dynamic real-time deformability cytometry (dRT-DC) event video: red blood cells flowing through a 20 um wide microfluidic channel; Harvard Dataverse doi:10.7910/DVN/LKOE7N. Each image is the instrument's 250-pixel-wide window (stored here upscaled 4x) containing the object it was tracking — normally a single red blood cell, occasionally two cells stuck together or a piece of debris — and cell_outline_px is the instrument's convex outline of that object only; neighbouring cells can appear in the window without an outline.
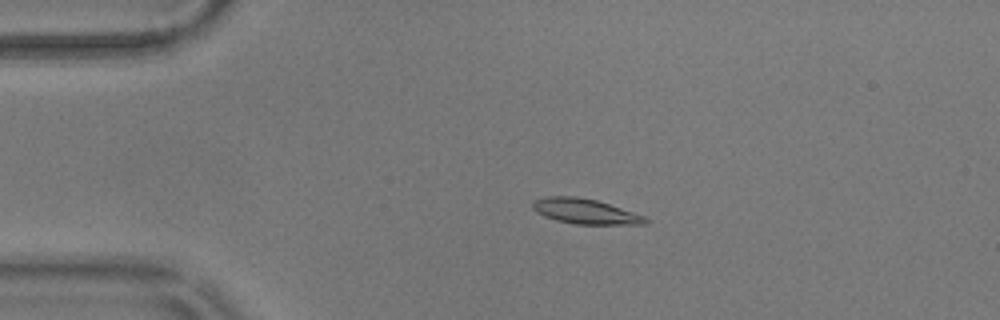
{"species": "common noctule bat (a hibernating species)", "species_latin": "Nyctalus noctula", "temperature_condition": "warm", "stored_images_in_passage": 27, "camera_frame_rate_fps": 3000, "um_per_image_px": 0.085, "animal": {"sex": "male", "body_mass_g": 17.9}, "frame": {"image": 1, "passage_image": 1, "time_ms": 0.0, "image_size_px": [1000, 320], "cell_outline_px": [[648, 224], [576, 224], [556, 220], [544, 216], [536, 212], [532, 208], [532, 200], [548, 196], [576, 196], [596, 200], [644, 216], [648, 220]], "centroid_in_image_um": [49.68, 17.96], "position_along_channel_um": 35.3, "area_um2": 16.36}}
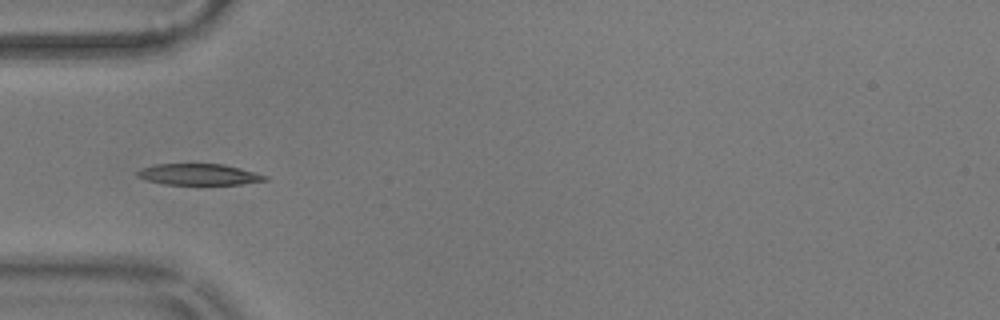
{"frame": {"image": 2, "passage_image": 7, "time_ms": 2.0, "image_size_px": [1000, 320], "cell_outline_px": [[268, 180], [240, 184], [164, 184], [148, 180], [136, 176], [136, 172], [140, 168], [156, 164], [224, 164], [240, 168], [268, 176]], "centroid_in_image_um": [16.89, 14.82], "position_along_channel_um": 68.1, "area_um2": 15.66}}
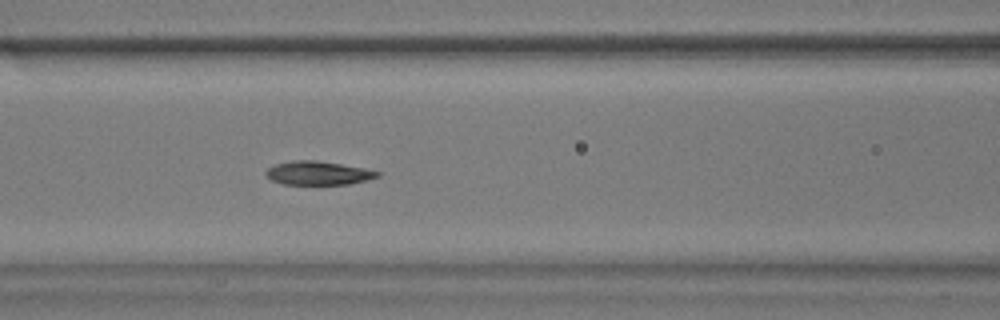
{"frame": {"image": 3, "passage_image": 13, "time_ms": 4.0, "image_size_px": [1000, 320], "cell_outline_px": [[380, 176], [348, 184], [284, 184], [272, 180], [264, 172], [268, 168], [276, 164], [292, 160], [316, 160], [364, 168], [380, 172]], "centroid_in_image_um": [27.02, 14.7], "position_along_channel_um": 139.6, "area_um2": 15.14}}